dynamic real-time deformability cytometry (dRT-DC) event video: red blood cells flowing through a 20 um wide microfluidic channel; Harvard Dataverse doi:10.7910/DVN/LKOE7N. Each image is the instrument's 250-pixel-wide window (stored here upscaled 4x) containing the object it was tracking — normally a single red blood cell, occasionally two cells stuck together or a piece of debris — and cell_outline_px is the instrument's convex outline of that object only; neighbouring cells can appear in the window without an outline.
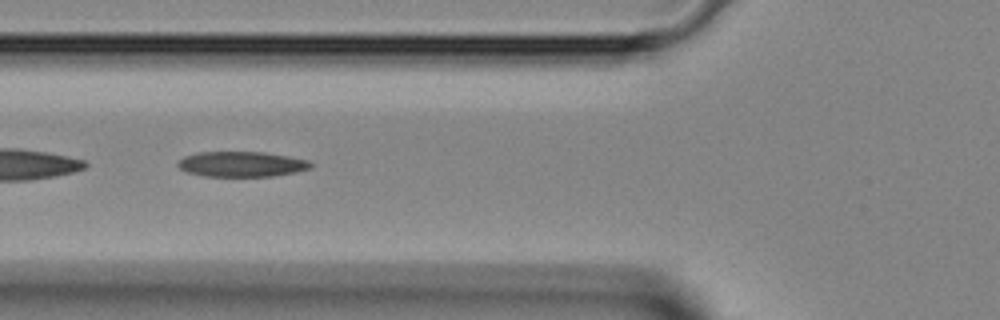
{"species": "Egyptian fruit bat (a non-hibernating species)", "species_latin": "Rousettus aegyptiacus", "temperature_condition": "room temperature", "stored_images_in_passage": 17, "camera_frame_rate_fps": 3000, "um_per_image_px": 0.085, "animal": {"sex": "female"}, "frame": {"image": 1, "passage_image": 8, "time_ms": 2.333, "image_size_px": [1000, 320], "cell_outline_px": [[312, 164], [308, 168], [292, 172], [272, 176], [204, 176], [188, 172], [180, 168], [176, 164], [184, 156], [196, 152], [264, 152], [288, 156], [308, 160]], "centroid_in_image_um": [20.48, 13.94], "position_along_channel_um": 105.3, "area_um2": 19.31}}